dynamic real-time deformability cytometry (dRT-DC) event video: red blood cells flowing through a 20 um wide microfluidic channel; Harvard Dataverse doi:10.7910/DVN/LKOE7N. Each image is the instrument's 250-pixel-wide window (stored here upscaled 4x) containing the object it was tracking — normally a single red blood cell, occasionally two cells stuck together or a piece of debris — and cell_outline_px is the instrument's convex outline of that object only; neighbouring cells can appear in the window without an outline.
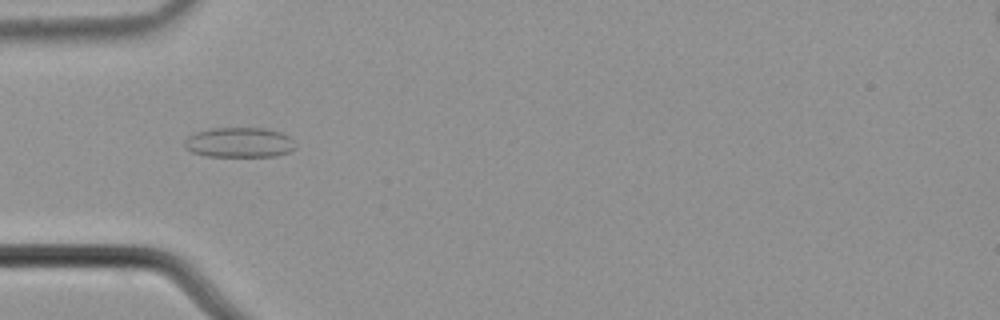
{"species": "common noctule bat (a hibernating species)", "species_latin": "Nyctalus noctula", "temperature_condition": "cold", "stored_images_in_passage": 4, "camera_frame_rate_fps": 3000, "um_per_image_px": 0.085, "animal": {"sex": "male", "body_mass_g": 21.5, "forearm_length_mm": 52.0}, "frame": {"image": 1, "passage_image": 1, "time_ms": 0.0, "image_size_px": [1000, 320], "cell_outline_px": [[296, 148], [288, 152], [276, 156], [208, 156], [192, 152], [184, 144], [184, 140], [188, 136], [196, 132], [212, 128], [264, 128], [280, 132], [288, 136], [296, 144]], "centroid_in_image_um": [20.36, 12.11], "position_along_channel_um": 64.6, "area_um2": 19.31}}
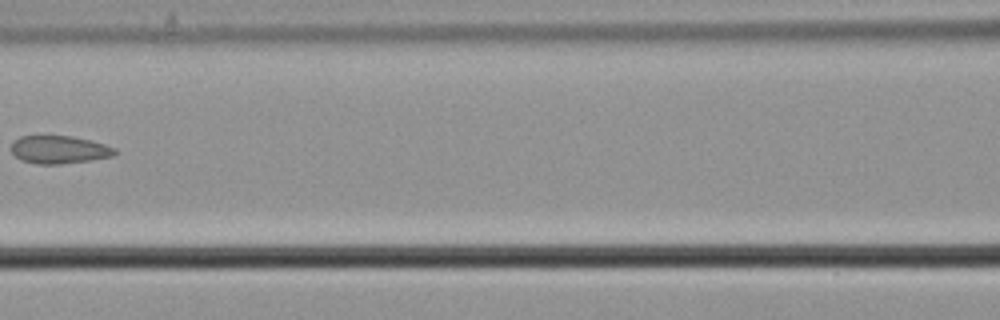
{"frame": {"image": 2, "passage_image": 3, "time_ms": 0.667, "image_size_px": [1000, 320], "cell_outline_px": [[116, 152], [112, 156], [92, 160], [60, 164], [36, 164], [20, 160], [12, 152], [12, 140], [20, 136], [72, 136], [104, 144], [116, 148]], "centroid_in_image_um": [5.0, 12.72], "position_along_channel_um": 161.6, "area_um2": 16.82}}
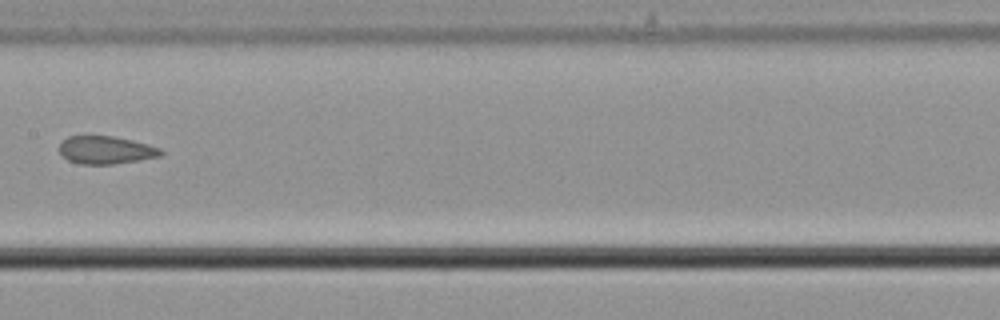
{"frame": {"image": 3, "passage_image": 4, "time_ms": 1.0, "image_size_px": [1000, 320], "cell_outline_px": [[164, 152], [160, 156], [112, 164], [80, 164], [68, 160], [60, 152], [60, 144], [68, 136], [112, 136], [132, 140], [148, 144], [160, 148]], "centroid_in_image_um": [9.0, 12.75], "position_along_channel_um": 198.4, "area_um2": 16.24}}